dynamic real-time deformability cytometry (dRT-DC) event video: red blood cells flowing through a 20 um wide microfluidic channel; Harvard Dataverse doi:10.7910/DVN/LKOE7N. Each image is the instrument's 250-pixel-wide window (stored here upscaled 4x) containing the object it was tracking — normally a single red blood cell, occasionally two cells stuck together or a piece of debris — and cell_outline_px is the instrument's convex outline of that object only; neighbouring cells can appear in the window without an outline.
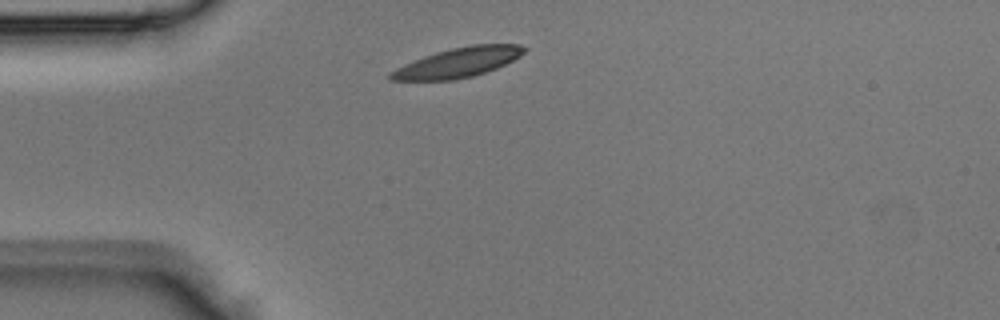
{"species": "Egyptian fruit bat (a non-hibernating species)", "species_latin": "Rousettus aegyptiacus", "temperature_condition": "room temperature", "stored_images_in_passage": 2, "camera_frame_rate_fps": 3000, "um_per_image_px": 0.085, "animal": {"sex": "male"}, "frame": {"image": 1, "passage_image": 1, "time_ms": 0.0, "image_size_px": [1000, 320], "cell_outline_px": [[528, 48], [520, 56], [496, 68], [472, 76], [452, 80], [388, 80], [388, 72], [404, 64], [424, 56], [436, 52], [452, 48], [472, 44], [520, 44]], "centroid_in_image_um": [38.91, 5.31], "position_along_channel_um": 46.1, "area_um2": 22.95}}